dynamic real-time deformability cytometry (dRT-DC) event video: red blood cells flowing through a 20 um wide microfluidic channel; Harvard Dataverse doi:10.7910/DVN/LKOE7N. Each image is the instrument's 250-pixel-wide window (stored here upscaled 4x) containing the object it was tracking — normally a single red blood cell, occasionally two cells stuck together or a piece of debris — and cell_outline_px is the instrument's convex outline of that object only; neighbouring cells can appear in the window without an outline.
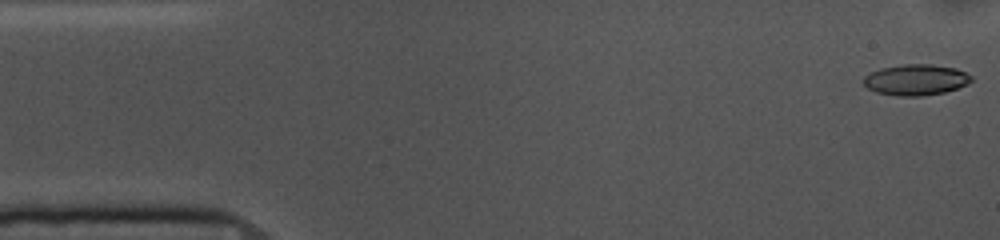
{"species": "common noctule bat (a hibernating species)", "species_latin": "Nyctalus noctula", "temperature_condition": "cold", "stored_images_in_passage": 53, "camera_frame_rate_fps": 3000, "um_per_image_px": 0.085, "animal": {"sex": "female", "body_mass_g": 10.0, "forearm_length_mm": 53.1}, "frame": {"image": 1, "passage_image": 1, "time_ms": 0.0, "image_size_px": [1000, 240], "cell_outline_px": [[972, 80], [968, 84], [944, 92], [920, 96], [900, 96], [876, 92], [868, 88], [864, 84], [864, 76], [880, 68], [900, 64], [932, 64], [956, 68], [972, 76]], "centroid_in_image_um": [77.85, 6.77], "position_along_channel_um": 7.2, "area_um2": 19.36}}
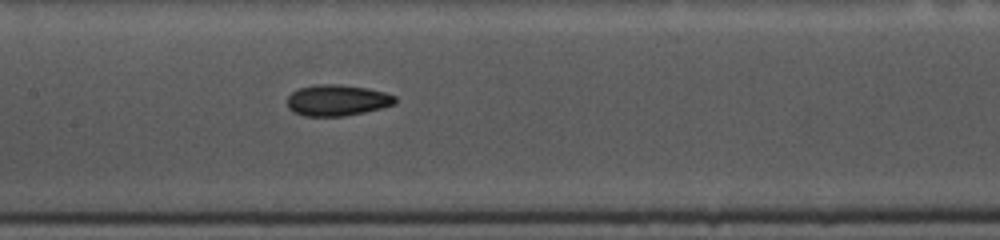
{"frame": {"image": 2, "passage_image": 24, "time_ms": 7.667, "image_size_px": [1000, 240], "cell_outline_px": [[396, 104], [384, 108], [344, 116], [304, 116], [292, 112], [288, 108], [288, 96], [292, 92], [300, 88], [316, 84], [336, 84], [368, 88], [384, 92], [396, 96]], "centroid_in_image_um": [28.67, 8.53], "position_along_channel_um": 178.7, "area_um2": 19.71}}
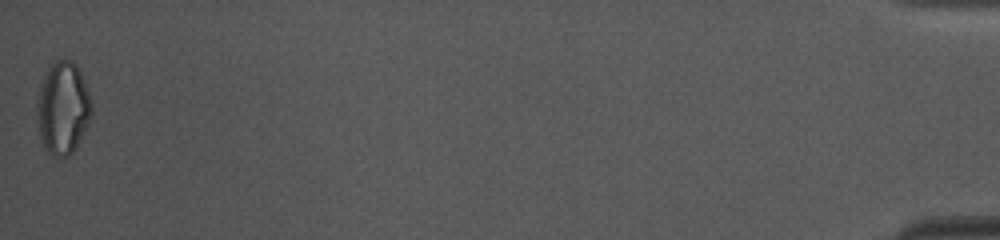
{"frame": {"image": 3, "passage_image": 53, "time_ms": 17.333, "image_size_px": [1000, 240], "cell_outline_px": [[92, 116], [88, 124], [72, 152], [68, 156], [52, 156], [44, 148], [40, 136], [36, 104], [40, 84], [48, 68], [56, 60], [72, 60], [76, 64], [84, 80], [92, 100]], "centroid_in_image_um": [5.35, 9.17], "position_along_channel_um": 429.9, "area_um2": 29.36}, "authors_computed_cell_mechanics": {"area_um2": 19.4208, "velocity_mm_per_s": 3.6692, "shape_relaxation_time_tau1_ms": 5.2209, "shape_relaxation_time_tau2_ms": 3.7795, "deformation_change_tau1": 0.1491, "deformation_change_tau2": 0.1087}}